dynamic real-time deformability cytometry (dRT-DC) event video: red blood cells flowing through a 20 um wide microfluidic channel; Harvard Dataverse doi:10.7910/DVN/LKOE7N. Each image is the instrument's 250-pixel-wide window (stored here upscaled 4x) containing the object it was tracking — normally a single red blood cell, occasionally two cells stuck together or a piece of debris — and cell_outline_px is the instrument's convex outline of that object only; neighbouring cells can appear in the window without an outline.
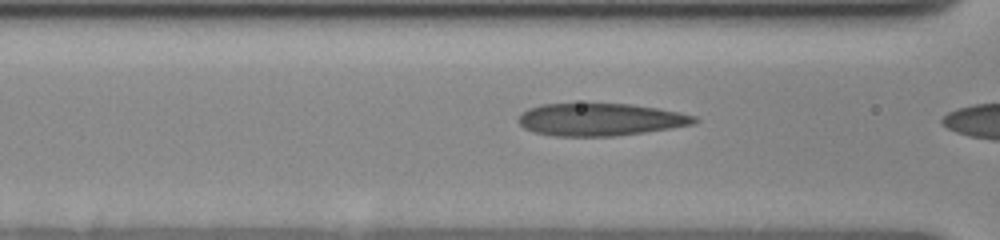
{"species": "human", "species_latin": "Homo sapiens", "temperature_condition": "cold", "stored_images_in_passage": 5, "camera_frame_rate_fps": 3000, "um_per_image_px": 0.085, "donor": {"sex": "female"}, "frame": {"image": 1, "passage_image": 4, "time_ms": 1.0, "image_size_px": [1000, 240], "cell_outline_px": [[700, 120], [692, 124], [644, 132], [612, 136], [552, 136], [536, 132], [524, 128], [516, 120], [528, 108], [540, 104], [632, 104], [680, 112], [696, 116]], "centroid_in_image_um": [51.01, 10.16], "position_along_channel_um": 115.6, "area_um2": 33.06}}